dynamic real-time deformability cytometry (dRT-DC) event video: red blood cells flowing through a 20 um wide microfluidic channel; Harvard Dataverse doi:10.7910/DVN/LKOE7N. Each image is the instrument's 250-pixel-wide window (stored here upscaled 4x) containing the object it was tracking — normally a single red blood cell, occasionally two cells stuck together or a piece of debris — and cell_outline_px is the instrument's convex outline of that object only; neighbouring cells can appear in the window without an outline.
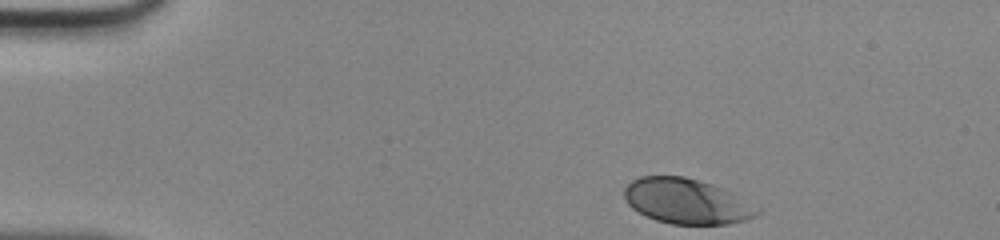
{"species": "human", "species_latin": "Homo sapiens", "temperature_condition": "room temperature", "stored_images_in_passage": 34, "camera_frame_rate_fps": 3000, "um_per_image_px": 0.085, "donor": {"sex": "male"}, "frame": {"image": 1, "passage_image": 1, "time_ms": 0.0, "image_size_px": [1000, 240], "cell_outline_px": [[760, 212], [756, 216], [748, 220], [728, 224], [672, 224], [656, 220], [632, 208], [628, 204], [624, 196], [624, 188], [632, 180], [640, 176], [684, 176], [712, 184], [724, 188], [732, 192], [760, 208]], "centroid_in_image_um": [58.4, 17.1], "position_along_channel_um": 26.6, "area_um2": 35.14}}
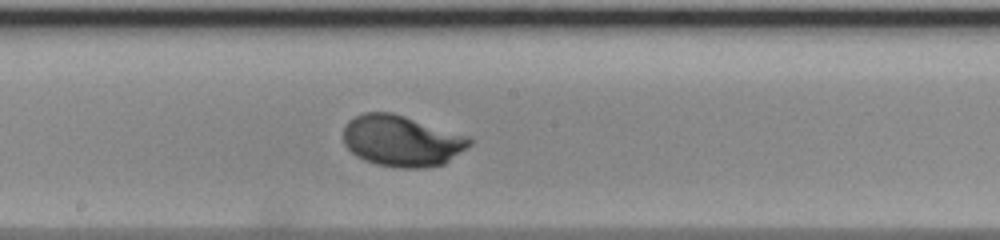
{"frame": {"image": 2, "passage_image": 20, "time_ms": 6.333, "image_size_px": [1000, 240], "cell_outline_px": [[472, 144], [444, 164], [424, 168], [400, 168], [376, 164], [364, 160], [356, 156], [344, 144], [344, 128], [348, 120], [364, 112], [392, 112], [472, 136]], "centroid_in_image_um": [34.18, 11.97], "position_along_channel_um": 214.0, "area_um2": 37.92}}
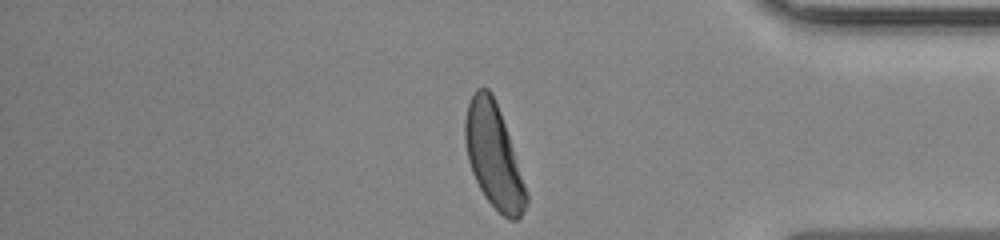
{"frame": {"image": 3, "passage_image": 34, "time_ms": 11.0, "image_size_px": [1000, 240], "cell_outline_px": [[528, 204], [520, 216], [516, 220], [508, 220], [484, 196], [472, 172], [468, 160], [464, 140], [464, 120], [468, 104], [476, 88], [488, 88], [492, 92], [500, 112], [528, 196]], "centroid_in_image_um": [41.93, 13.25], "position_along_channel_um": 393.3, "area_um2": 36.24}}